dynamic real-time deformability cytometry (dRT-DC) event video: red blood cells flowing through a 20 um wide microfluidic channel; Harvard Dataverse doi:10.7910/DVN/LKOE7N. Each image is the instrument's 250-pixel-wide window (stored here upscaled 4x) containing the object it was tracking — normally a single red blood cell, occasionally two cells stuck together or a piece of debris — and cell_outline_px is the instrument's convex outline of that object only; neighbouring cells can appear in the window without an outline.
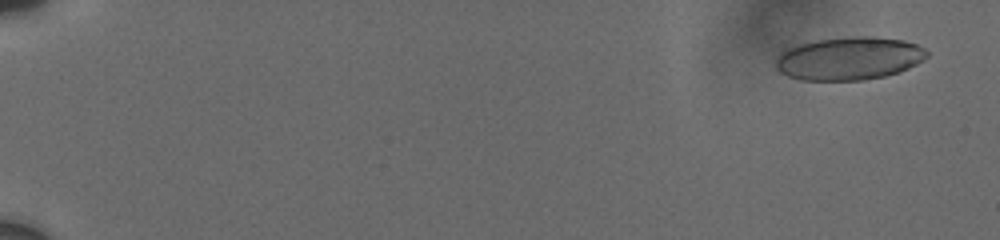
{"species": "human", "species_latin": "Homo sapiens", "temperature_condition": "cold", "stored_images_in_passage": 58, "camera_frame_rate_fps": 3000, "um_per_image_px": 0.085, "donor": {"sex": "male"}, "frame": {"image": 1, "passage_image": 3, "time_ms": 0.667, "image_size_px": [1000, 240], "cell_outline_px": [[928, 56], [924, 60], [908, 68], [884, 76], [864, 80], [800, 80], [788, 76], [780, 72], [776, 68], [776, 56], [780, 52], [788, 48], [800, 44], [816, 40], [852, 36], [876, 36], [904, 40], [916, 44], [924, 48], [928, 52]], "centroid_in_image_um": [72.17, 4.96], "position_along_channel_um": 12.8, "area_um2": 38.03}}
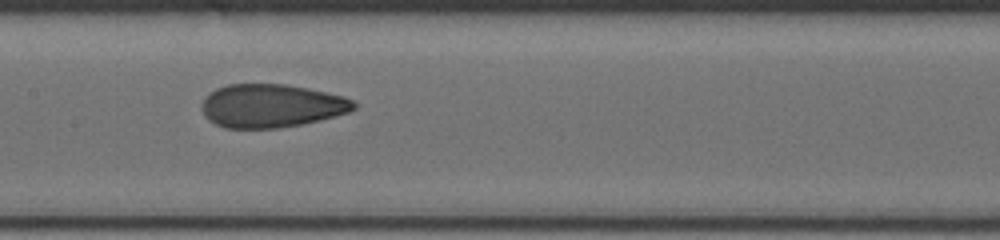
{"frame": {"image": 2, "passage_image": 32, "time_ms": 10.333, "image_size_px": [1000, 240], "cell_outline_px": [[356, 108], [348, 112], [320, 120], [300, 124], [276, 128], [224, 128], [208, 120], [204, 116], [200, 108], [200, 104], [216, 88], [228, 84], [284, 84], [308, 88], [328, 92], [344, 96], [352, 100], [356, 104]], "centroid_in_image_um": [23.05, 8.99], "position_along_channel_um": 184.3, "area_um2": 38.44}}
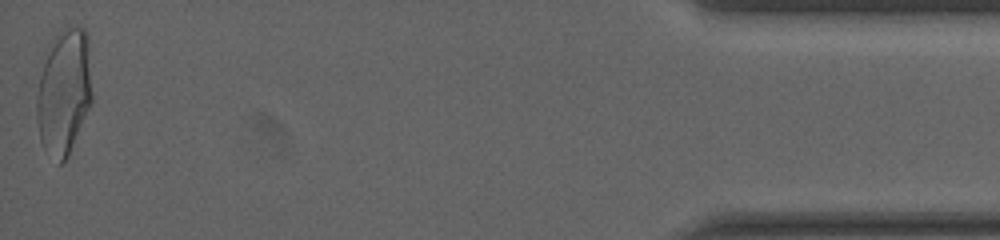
{"frame": {"image": 3, "passage_image": 58, "time_ms": 19.0, "image_size_px": [1000, 240], "cell_outline_px": [[92, 100], [68, 156], [60, 164], [40, 140], [36, 120], [36, 96], [44, 48], [68, 24], [76, 24], [84, 28], [88, 36], [92, 96]], "centroid_in_image_um": [5.42, 7.68], "position_along_channel_um": 429.8, "area_um2": 41.04}, "authors_computed_cell_mechanics": {"area_um2": 38.4948, "velocity_mm_per_s": 3.7167, "shape_relaxation_time_tau1_ms": 8.09, "shape_relaxation_time_tau2_ms": 1.2647, "deformation_change_tau1": 0.2081, "deformation_change_tau2": 0.0655}}